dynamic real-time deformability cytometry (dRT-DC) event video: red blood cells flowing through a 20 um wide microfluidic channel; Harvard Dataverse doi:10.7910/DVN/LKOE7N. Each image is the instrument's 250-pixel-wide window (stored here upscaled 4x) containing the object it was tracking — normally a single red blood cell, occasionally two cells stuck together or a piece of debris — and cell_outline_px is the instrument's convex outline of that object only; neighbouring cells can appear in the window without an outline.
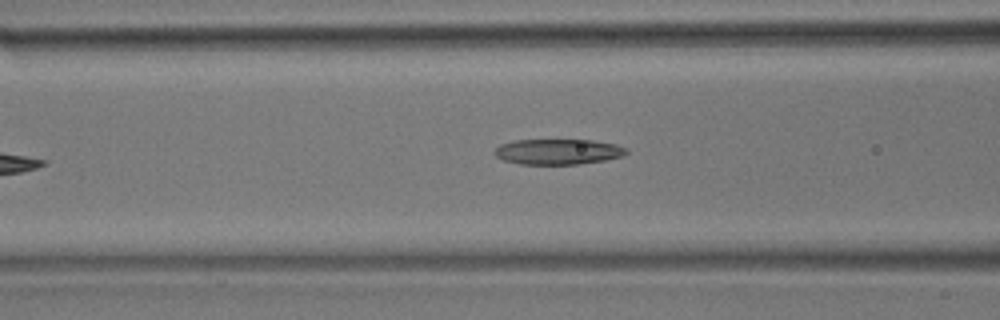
{"species": "common noctule bat (a hibernating species)", "species_latin": "Nyctalus noctula", "temperature_condition": "room temperature", "stored_images_in_passage": 4, "camera_frame_rate_fps": 3000, "um_per_image_px": 0.085, "animal": {"sex": "male", "body_mass_g": 17.9}, "frame": {"image": 1, "passage_image": 4, "time_ms": 1.0, "image_size_px": [1000, 320], "cell_outline_px": [[628, 152], [624, 156], [604, 160], [576, 164], [520, 164], [504, 160], [496, 156], [492, 152], [500, 144], [512, 140], [592, 140], [616, 144], [628, 148]], "centroid_in_image_um": [47.43, 12.89], "position_along_channel_um": 119.2, "area_um2": 19.65}}